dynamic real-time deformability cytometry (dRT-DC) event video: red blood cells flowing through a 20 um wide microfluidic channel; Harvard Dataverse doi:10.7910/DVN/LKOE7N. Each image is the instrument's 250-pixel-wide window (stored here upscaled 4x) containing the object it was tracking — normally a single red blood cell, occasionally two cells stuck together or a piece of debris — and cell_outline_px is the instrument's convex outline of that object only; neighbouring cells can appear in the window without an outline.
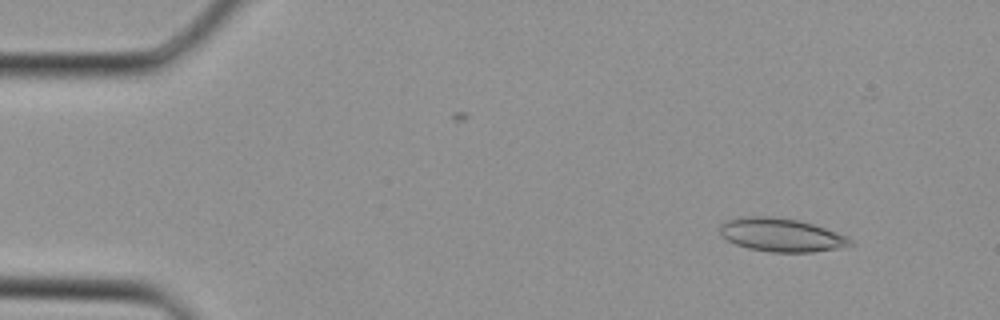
{"species": "Egyptian fruit bat (a non-hibernating species)", "species_latin": "Rousettus aegyptiacus", "temperature_condition": "cold", "stored_images_in_passage": 33, "camera_frame_rate_fps": 3000, "um_per_image_px": 0.085, "animal": {"sex": "female"}, "frame": {"image": 1, "passage_image": 1, "time_ms": 0.0, "image_size_px": [1000, 320], "cell_outline_px": [[856, 244], [836, 248], [812, 252], [772, 252], [748, 248], [736, 244], [720, 236], [720, 224], [724, 220], [744, 216], [772, 216], [796, 220], [812, 224], [848, 236]], "centroid_in_image_um": [66.38, 19.96], "position_along_channel_um": 18.6, "area_um2": 25.37}}
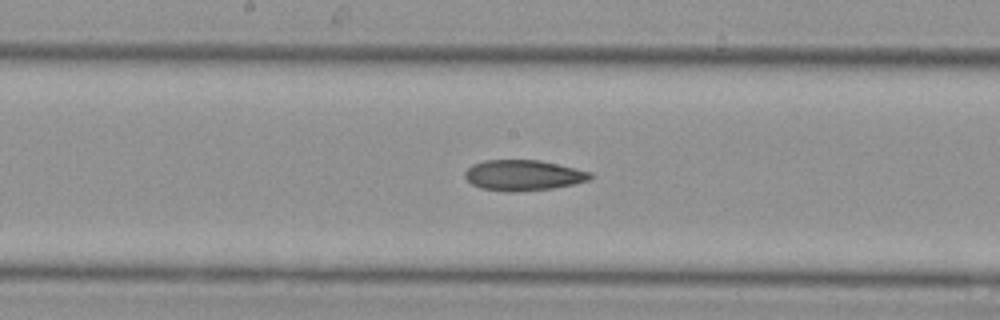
{"frame": {"image": 2, "passage_image": 16, "time_ms": 5.0, "image_size_px": [1000, 320], "cell_outline_px": [[592, 176], [588, 180], [572, 184], [552, 188], [516, 192], [508, 192], [480, 188], [472, 184], [464, 176], [464, 172], [472, 164], [484, 160], [540, 160], [576, 168], [592, 172]], "centroid_in_image_um": [44.45, 14.89], "position_along_channel_um": 203.7, "area_um2": 22.37}}
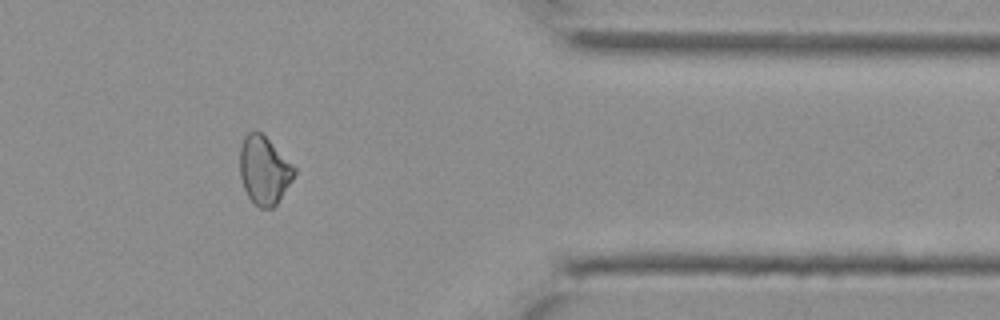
{"frame": {"image": 3, "passage_image": 27, "time_ms": 8.667, "image_size_px": [1000, 320], "cell_outline_px": [[296, 172], [292, 180], [276, 204], [272, 208], [260, 208], [248, 196], [244, 188], [240, 176], [240, 148], [244, 136], [248, 132], [260, 132], [296, 168]], "centroid_in_image_um": [22.44, 14.48], "position_along_channel_um": 389.0, "area_um2": 21.15}}